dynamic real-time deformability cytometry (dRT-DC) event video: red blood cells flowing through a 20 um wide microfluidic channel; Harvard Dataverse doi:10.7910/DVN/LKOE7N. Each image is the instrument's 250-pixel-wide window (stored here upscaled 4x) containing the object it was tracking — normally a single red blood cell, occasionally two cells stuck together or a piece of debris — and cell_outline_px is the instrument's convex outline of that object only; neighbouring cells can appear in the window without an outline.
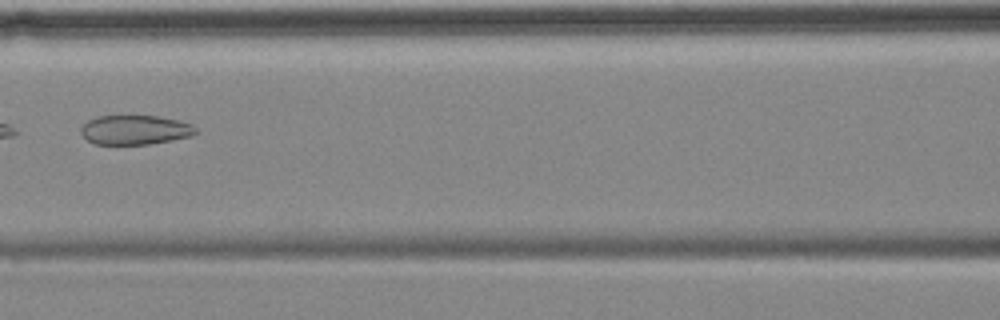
{"species": "common noctule bat (a hibernating species)", "species_latin": "Nyctalus noctula", "temperature_condition": "cold", "stored_images_in_passage": 7, "camera_frame_rate_fps": 3000, "um_per_image_px": 0.085, "animal": {"sex": "female", "body_mass_g": 18.4}, "frame": {"image": 1, "passage_image": 7, "time_ms": 7.333, "image_size_px": [1000, 320], "cell_outline_px": [[196, 132], [192, 136], [172, 140], [148, 144], [96, 144], [88, 140], [80, 132], [80, 128], [88, 120], [96, 116], [156, 116], [180, 120], [192, 124], [196, 128]], "centroid_in_image_um": [11.49, 11.03], "position_along_channel_um": 155.1, "area_um2": 19.65}}